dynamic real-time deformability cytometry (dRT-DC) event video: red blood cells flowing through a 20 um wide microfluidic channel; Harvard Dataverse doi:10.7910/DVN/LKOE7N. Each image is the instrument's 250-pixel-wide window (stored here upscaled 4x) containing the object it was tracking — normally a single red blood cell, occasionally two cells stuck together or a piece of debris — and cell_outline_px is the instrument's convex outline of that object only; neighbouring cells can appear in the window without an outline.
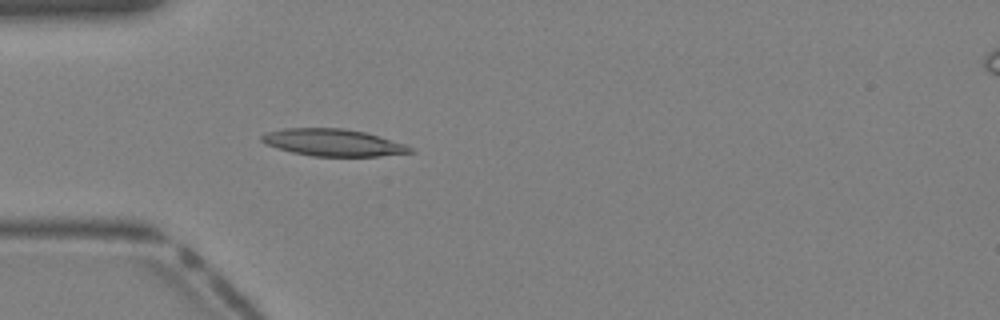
{"species": "Egyptian fruit bat (a non-hibernating species)", "species_latin": "Rousettus aegyptiacus", "temperature_condition": "warm", "stored_images_in_passage": 31, "camera_frame_rate_fps": 3000, "um_per_image_px": 0.085, "animal": {"sex": "female"}, "frame": {"image": 1, "passage_image": 3, "time_ms": 0.667, "image_size_px": [1000, 320], "cell_outline_px": [[416, 152], [380, 156], [312, 156], [292, 152], [276, 148], [264, 144], [260, 140], [260, 136], [268, 132], [284, 128], [344, 128], [364, 132], [408, 144], [416, 148]], "centroid_in_image_um": [28.36, 12.12], "position_along_channel_um": 56.6, "area_um2": 23.7}}
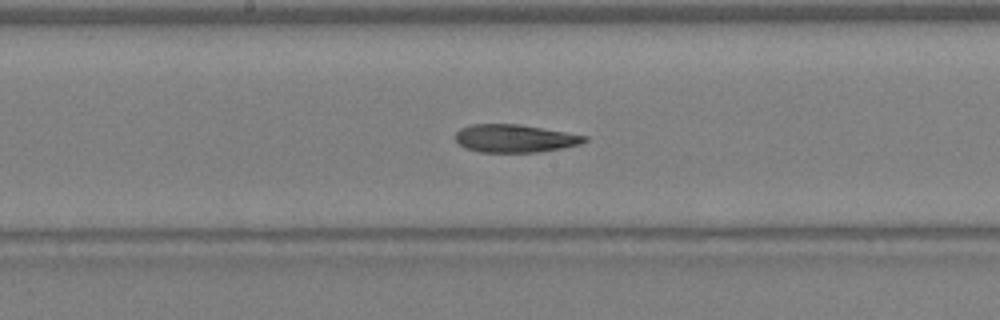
{"frame": {"image": 2, "passage_image": 12, "time_ms": 3.667, "image_size_px": [1000, 320], "cell_outline_px": [[588, 140], [580, 144], [560, 148], [536, 152], [480, 152], [464, 148], [456, 140], [456, 132], [460, 128], [472, 124], [520, 124], [588, 136]], "centroid_in_image_um": [43.74, 11.76], "position_along_channel_um": 204.5, "area_um2": 20.92}}
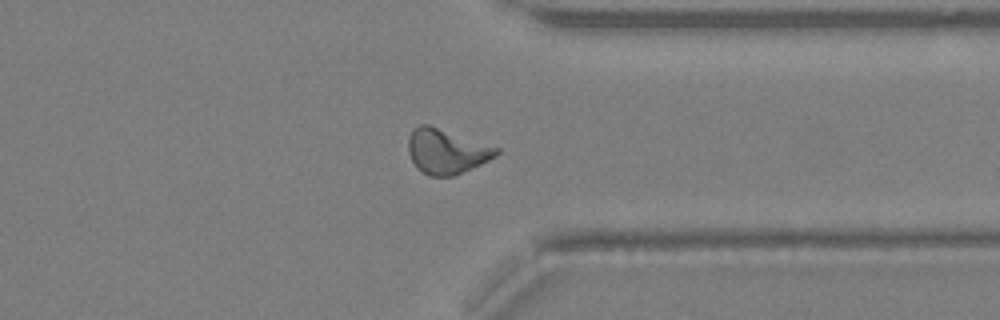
{"frame": {"image": 3, "passage_image": 22, "time_ms": 7.0, "image_size_px": [1000, 320], "cell_outline_px": [[500, 152], [496, 156], [480, 164], [452, 176], [428, 176], [416, 168], [408, 152], [408, 136], [412, 128], [420, 124], [428, 124], [500, 148]], "centroid_in_image_um": [37.91, 12.85], "position_along_channel_um": 373.5, "area_um2": 23.0}}